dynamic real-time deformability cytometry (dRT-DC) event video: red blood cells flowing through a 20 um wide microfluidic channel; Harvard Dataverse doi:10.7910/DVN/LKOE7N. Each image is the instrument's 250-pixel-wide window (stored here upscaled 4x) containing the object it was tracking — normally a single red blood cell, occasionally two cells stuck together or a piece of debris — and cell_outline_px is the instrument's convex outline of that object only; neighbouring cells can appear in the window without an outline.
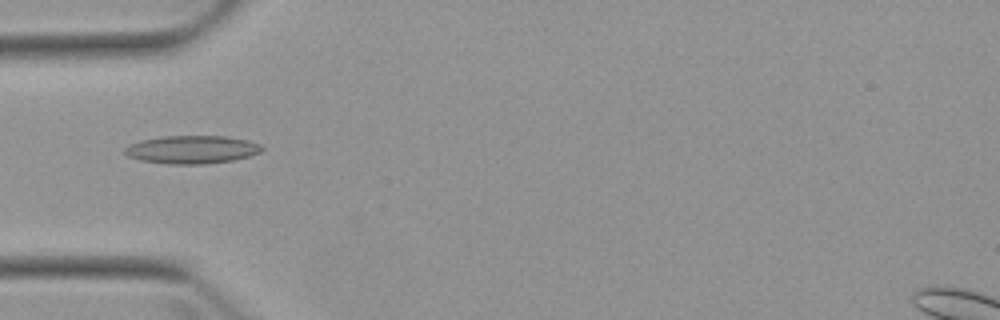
{"species": "Egyptian fruit bat (a non-hibernating species)", "species_latin": "Rousettus aegyptiacus", "temperature_condition": "warm", "stored_images_in_passage": 3, "camera_frame_rate_fps": 3000, "um_per_image_px": 0.085, "animal": {"sex": "female"}, "frame": {"image": 1, "passage_image": 1, "time_ms": 0.0, "image_size_px": [1000, 320], "cell_outline_px": [[264, 148], [260, 152], [248, 156], [232, 160], [204, 164], [168, 164], [140, 160], [128, 156], [124, 152], [124, 148], [128, 144], [140, 140], [160, 136], [228, 136], [248, 140], [260, 144]], "centroid_in_image_um": [16.28, 12.7], "position_along_channel_um": 68.7, "area_um2": 22.54}}
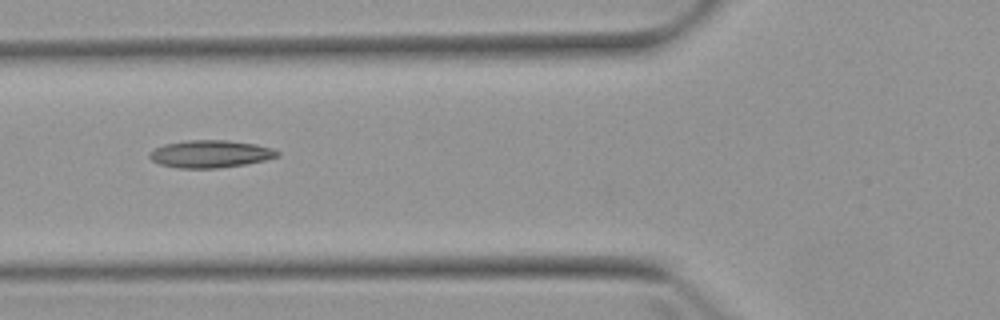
{"frame": {"image": 2, "passage_image": 2, "time_ms": 1.0, "image_size_px": [1000, 320], "cell_outline_px": [[280, 156], [264, 160], [244, 164], [220, 168], [176, 168], [160, 164], [152, 160], [148, 156], [148, 152], [164, 144], [188, 140], [228, 140], [256, 144], [272, 148], [280, 152]], "centroid_in_image_um": [17.88, 13.08], "position_along_channel_um": 107.9, "area_um2": 20.52}}
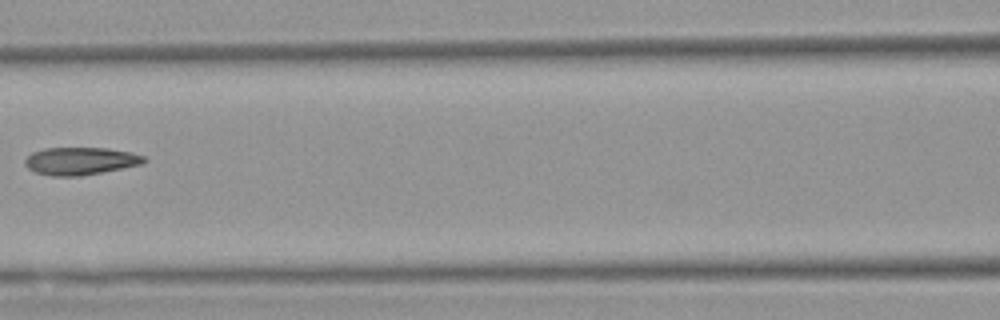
{"frame": {"image": 3, "passage_image": 3, "time_ms": 2.333, "image_size_px": [1000, 320], "cell_outline_px": [[148, 160], [144, 164], [80, 176], [52, 176], [36, 172], [28, 168], [24, 164], [24, 160], [32, 152], [44, 148], [108, 148], [132, 152], [144, 156]], "centroid_in_image_um": [6.86, 13.68], "position_along_channel_um": 159.7, "area_um2": 19.25}}